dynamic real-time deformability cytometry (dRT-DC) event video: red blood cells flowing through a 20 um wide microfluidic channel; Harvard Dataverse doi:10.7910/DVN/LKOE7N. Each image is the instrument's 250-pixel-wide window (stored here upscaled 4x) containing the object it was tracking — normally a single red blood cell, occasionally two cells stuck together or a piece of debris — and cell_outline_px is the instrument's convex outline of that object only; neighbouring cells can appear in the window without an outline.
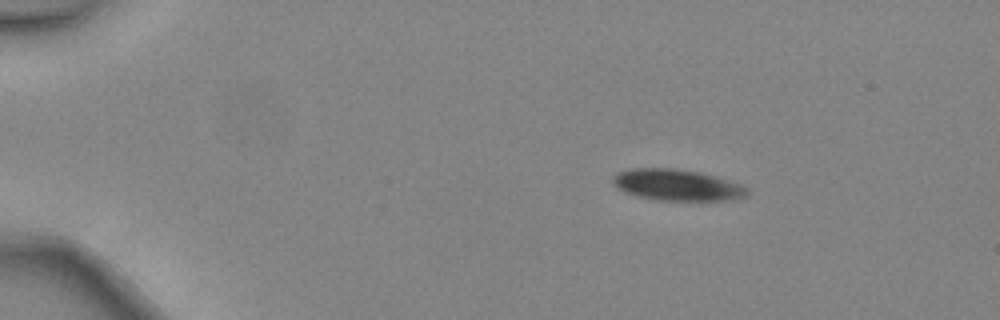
{"species": "common noctule bat (a hibernating species)", "species_latin": "Nyctalus noctula", "temperature_condition": "warm", "stored_images_in_passage": 2, "camera_frame_rate_fps": 3000, "um_per_image_px": 0.085, "animal": {"sex": "female", "body_mass_g": 24.6, "forearm_length_mm": 56.2}, "frame": {"image": 1, "passage_image": 1, "time_ms": 0.0, "image_size_px": [1000, 320], "cell_outline_px": [[748, 196], [732, 200], [656, 200], [624, 192], [616, 188], [612, 184], [612, 176], [620, 172], [632, 168], [672, 168], [700, 172], [716, 176], [744, 184], [748, 188]], "centroid_in_image_um": [57.58, 15.72], "position_along_channel_um": 27.4, "area_um2": 24.74}}